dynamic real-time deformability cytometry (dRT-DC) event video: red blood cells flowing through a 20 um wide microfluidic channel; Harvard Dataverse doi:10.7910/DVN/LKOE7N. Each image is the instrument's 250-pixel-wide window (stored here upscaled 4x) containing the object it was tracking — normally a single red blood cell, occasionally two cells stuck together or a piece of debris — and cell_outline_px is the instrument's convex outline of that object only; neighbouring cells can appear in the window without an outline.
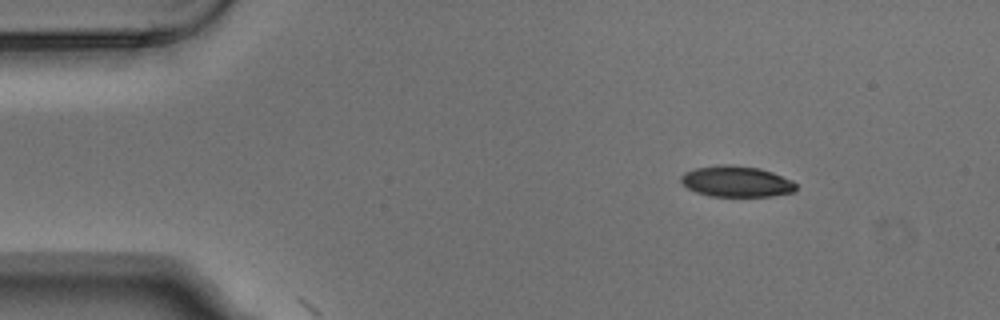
{"species": "Egyptian fruit bat (a non-hibernating species)", "species_latin": "Rousettus aegyptiacus", "temperature_condition": "warm", "stored_images_in_passage": 3, "camera_frame_rate_fps": 3000, "um_per_image_px": 0.085, "animal": {"sex": "male"}, "frame": {"image": 1, "passage_image": 1, "time_ms": 0.0, "image_size_px": [1000, 320], "cell_outline_px": [[796, 188], [792, 192], [772, 196], [708, 196], [696, 192], [688, 188], [680, 180], [680, 176], [684, 172], [696, 168], [724, 164], [760, 168], [772, 172], [792, 180], [796, 184]], "centroid_in_image_um": [62.58, 15.43], "position_along_channel_um": 22.4, "area_um2": 20.63}}
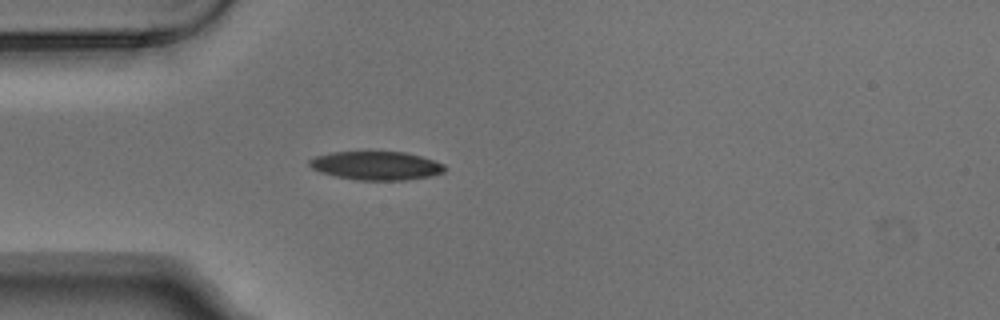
{"frame": {"image": 2, "passage_image": 3, "time_ms": 0.667, "image_size_px": [1000, 320], "cell_outline_px": [[444, 172], [432, 176], [408, 180], [356, 180], [336, 176], [320, 172], [312, 168], [308, 164], [308, 160], [316, 156], [332, 152], [404, 152], [420, 156], [444, 164]], "centroid_in_image_um": [31.97, 14.09], "position_along_channel_um": 53.0, "area_um2": 22.48}}